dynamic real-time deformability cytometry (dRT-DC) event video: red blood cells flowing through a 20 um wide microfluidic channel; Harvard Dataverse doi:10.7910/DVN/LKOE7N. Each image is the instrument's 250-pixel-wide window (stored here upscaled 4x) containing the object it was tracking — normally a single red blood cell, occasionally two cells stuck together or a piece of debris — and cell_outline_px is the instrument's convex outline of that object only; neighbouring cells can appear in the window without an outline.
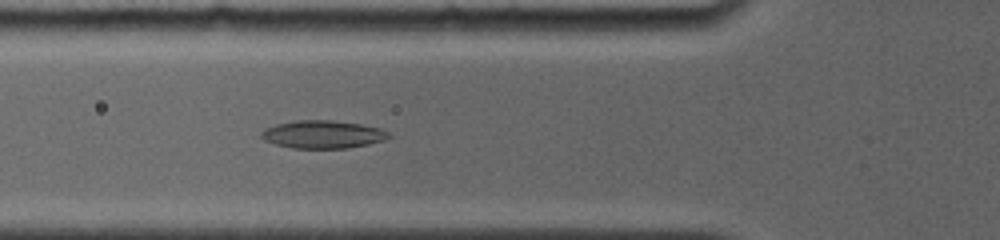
{"species": "common noctule bat (a hibernating species)", "species_latin": "Nyctalus noctula", "temperature_condition": "room temperature", "stored_images_in_passage": 7, "camera_frame_rate_fps": 4000, "um_per_image_px": 0.085, "animal": {"sex": "female", "body_mass_g": 19.0, "forearm_length_mm": 56.7}, "frame": {"image": 1, "passage_image": 6, "time_ms": 4.25, "image_size_px": [1000, 240], "cell_outline_px": [[392, 136], [384, 140], [368, 144], [348, 148], [292, 148], [276, 144], [264, 140], [260, 136], [260, 132], [264, 128], [276, 124], [296, 120], [332, 120], [360, 124], [380, 128], [388, 132]], "centroid_in_image_um": [27.42, 11.42], "position_along_channel_um": 98.4, "area_um2": 20.75}}